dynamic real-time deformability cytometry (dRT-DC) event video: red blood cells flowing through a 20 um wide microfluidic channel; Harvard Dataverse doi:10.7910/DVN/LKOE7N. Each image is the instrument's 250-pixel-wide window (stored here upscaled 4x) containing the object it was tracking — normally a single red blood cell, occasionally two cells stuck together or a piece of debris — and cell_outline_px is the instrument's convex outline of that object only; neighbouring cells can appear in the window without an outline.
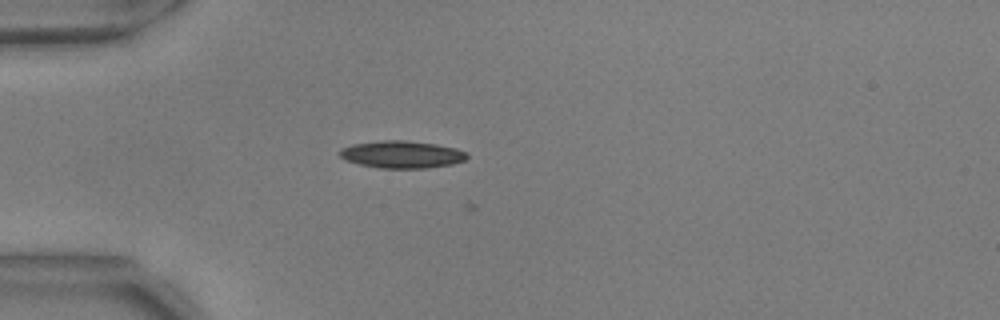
{"species": "common noctule bat (a hibernating species)", "species_latin": "Nyctalus noctula", "temperature_condition": "warm", "stored_images_in_passage": 4, "camera_frame_rate_fps": 3000, "um_per_image_px": 0.085, "animal": {"sex": "male", "body_mass_g": 17.9, "forearm_length_mm": 54.2}, "frame": {"image": 1, "passage_image": 1, "time_ms": 0.0, "image_size_px": [1000, 320], "cell_outline_px": [[468, 156], [464, 160], [452, 164], [428, 168], [380, 168], [360, 164], [344, 160], [336, 152], [340, 148], [352, 144], [380, 140], [404, 140], [436, 144], [456, 148], [464, 152]], "centroid_in_image_um": [34.09, 13.12], "position_along_channel_um": 50.9, "area_um2": 20.35}}